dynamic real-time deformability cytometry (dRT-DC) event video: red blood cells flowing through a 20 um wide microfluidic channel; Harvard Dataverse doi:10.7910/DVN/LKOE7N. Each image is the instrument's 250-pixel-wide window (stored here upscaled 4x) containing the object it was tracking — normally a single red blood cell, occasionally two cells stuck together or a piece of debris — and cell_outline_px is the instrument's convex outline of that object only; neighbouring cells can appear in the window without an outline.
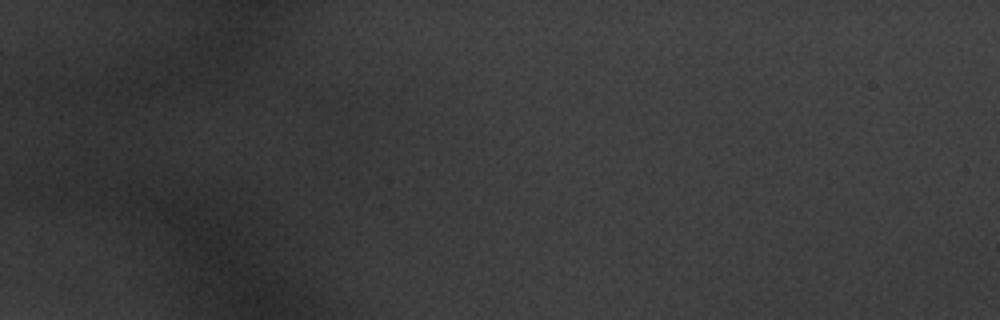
{"species": "common noctule bat (a hibernating species)", "species_latin": "Nyctalus noctula", "temperature_condition": "warm", "stored_images_in_passage": 3, "camera_frame_rate_fps": 3000, "um_per_image_px": 0.085, "animal": {"sex": "male", "body_mass_g": 20.1, "forearm_length_mm": 53.5}, "frame": {"image": 1, "passage_image": 1, "time_ms": 0.0, "image_size_px": [1000, 320], "cell_outline_px": [[252, 228], [236, 228], [216, 224], [172, 200], [200, 192], [236, 196], [248, 208]], "centroid_in_image_um": [18.56, 17.76], "position_along_channel_um": 66.4, "area_um2": 12.48}}